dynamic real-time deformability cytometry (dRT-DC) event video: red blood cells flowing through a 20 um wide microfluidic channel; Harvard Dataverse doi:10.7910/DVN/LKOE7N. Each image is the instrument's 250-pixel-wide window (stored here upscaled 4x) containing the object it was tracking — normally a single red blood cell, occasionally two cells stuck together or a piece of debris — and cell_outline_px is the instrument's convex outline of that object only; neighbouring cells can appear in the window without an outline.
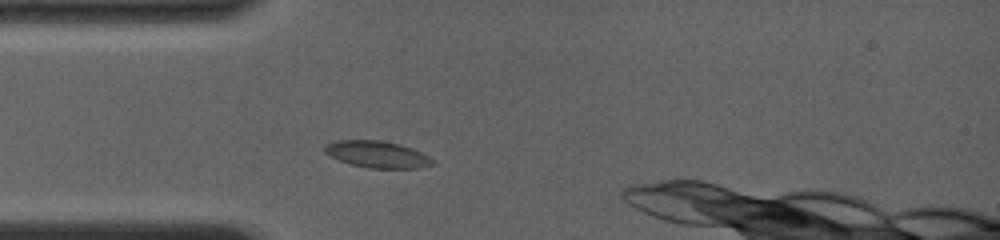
{"species": "common noctule bat (a hibernating species)", "species_latin": "Nyctalus noctula", "temperature_condition": "room temperature", "stored_images_in_passage": 29, "camera_frame_rate_fps": 4000, "um_per_image_px": 0.085, "animal": {"sex": "female", "body_mass_g": 19.0, "forearm_length_mm": 56.7}, "frame": {"image": 1, "passage_image": 4, "time_ms": 1.75, "image_size_px": [1000, 240], "cell_outline_px": [[436, 164], [416, 168], [368, 168], [348, 164], [324, 152], [324, 148], [328, 144], [336, 140], [380, 140], [400, 144], [412, 148], [436, 160]], "centroid_in_image_um": [32.1, 13.12], "position_along_channel_um": 52.9, "area_um2": 16.82}}
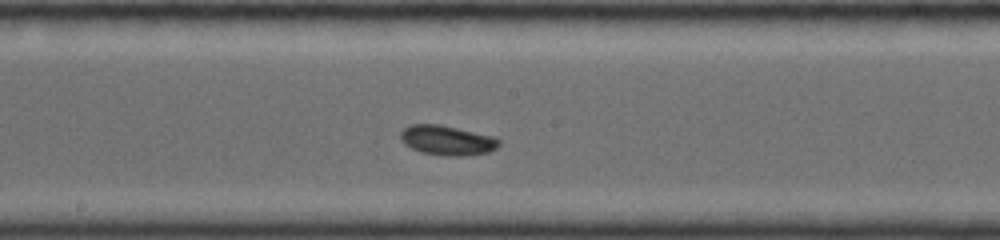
{"frame": {"image": 2, "passage_image": 14, "time_ms": 5.75, "image_size_px": [1000, 240], "cell_outline_px": [[500, 144], [496, 148], [488, 152], [460, 156], [444, 156], [420, 152], [404, 144], [400, 140], [400, 132], [408, 124], [440, 124], [496, 136], [500, 140]], "centroid_in_image_um": [38.0, 11.91], "position_along_channel_um": 210.2, "area_um2": 17.34}}
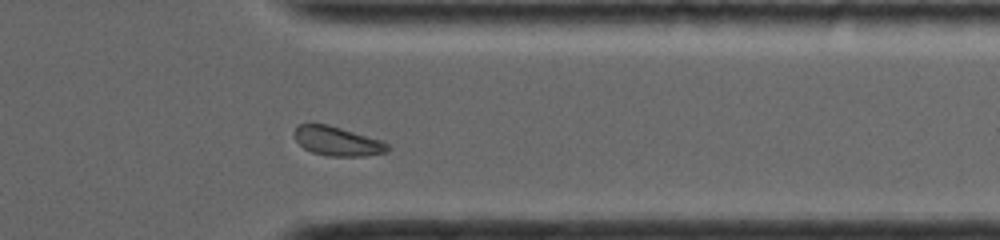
{"frame": {"image": 3, "passage_image": 24, "time_ms": 10.0, "image_size_px": [1000, 240], "cell_outline_px": [[388, 152], [364, 156], [328, 156], [312, 152], [304, 148], [296, 140], [292, 132], [296, 124], [328, 124], [380, 140], [388, 144]], "centroid_in_image_um": [28.62, 12.0], "position_along_channel_um": 382.8, "area_um2": 15.84}}